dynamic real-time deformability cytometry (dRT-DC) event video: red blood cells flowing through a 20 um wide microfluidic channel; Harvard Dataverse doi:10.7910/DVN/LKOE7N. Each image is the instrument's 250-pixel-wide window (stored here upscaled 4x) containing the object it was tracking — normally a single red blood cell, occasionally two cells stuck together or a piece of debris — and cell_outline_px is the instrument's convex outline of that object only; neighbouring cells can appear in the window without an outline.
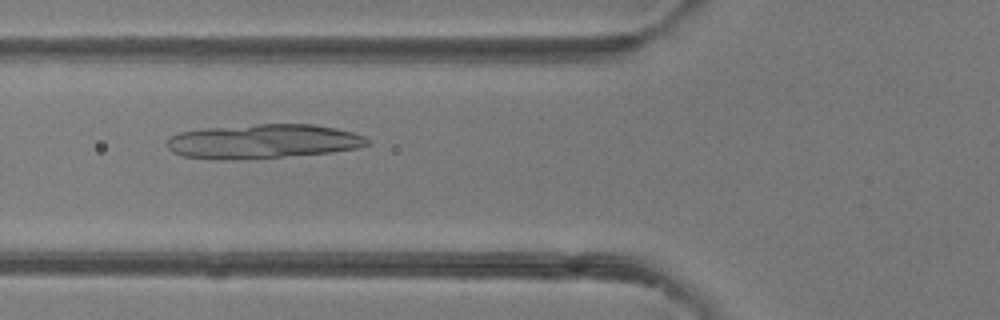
{"species": "common noctule bat (a hibernating species)", "species_latin": "Nyctalus noctula", "temperature_condition": "room temperature", "stored_images_in_passage": 7, "camera_frame_rate_fps": 3000, "um_per_image_px": 0.085, "animal": {"sex": "female"}, "frame": {"image": 1, "passage_image": 6, "time_ms": 5.667, "image_size_px": [1000, 320], "cell_outline_px": [[368, 144], [360, 148], [332, 152], [280, 156], [224, 160], [180, 156], [172, 152], [168, 148], [168, 140], [172, 136], [180, 132], [204, 128], [256, 124], [312, 124], [336, 128], [352, 132], [364, 136], [368, 140]], "centroid_in_image_um": [22.35, 12.01], "position_along_channel_um": 103.4, "area_um2": 39.77}}
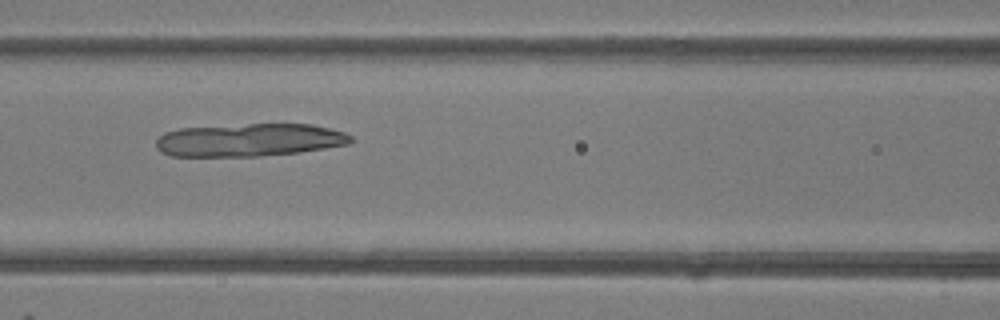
{"frame": {"image": 2, "passage_image": 7, "time_ms": 6.667, "image_size_px": [1000, 320], "cell_outline_px": [[352, 140], [348, 144], [324, 148], [296, 152], [260, 156], [172, 156], [160, 152], [156, 148], [156, 140], [164, 132], [180, 128], [248, 124], [312, 124], [344, 132], [352, 136]], "centroid_in_image_um": [21.16, 11.9], "position_along_channel_um": 145.4, "area_um2": 37.22}}